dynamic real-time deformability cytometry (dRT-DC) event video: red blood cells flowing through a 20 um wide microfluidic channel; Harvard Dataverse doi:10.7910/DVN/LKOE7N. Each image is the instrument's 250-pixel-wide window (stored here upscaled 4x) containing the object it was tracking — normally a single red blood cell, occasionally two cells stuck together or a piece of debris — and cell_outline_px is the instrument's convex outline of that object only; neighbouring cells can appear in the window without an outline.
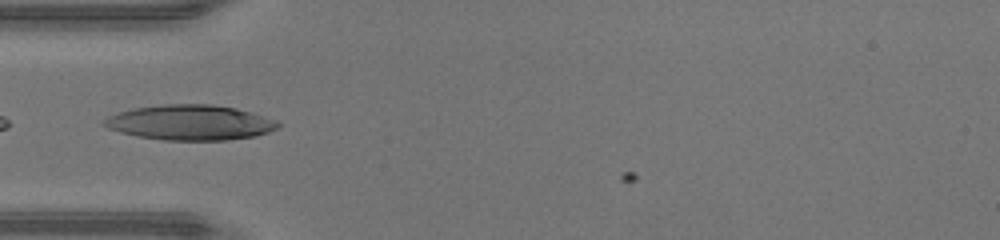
{"species": "human", "species_latin": "Homo sapiens", "temperature_condition": "warm", "stored_images_in_passage": 31, "camera_frame_rate_fps": 3000, "um_per_image_px": 0.085, "donor": {"sex": "male"}, "frame": {"image": 1, "passage_image": 2, "time_ms": 0.333, "image_size_px": [1000, 240], "cell_outline_px": [[280, 128], [256, 136], [228, 140], [164, 140], [140, 136], [120, 132], [108, 128], [100, 124], [108, 116], [120, 112], [136, 108], [160, 104], [212, 104], [236, 108], [276, 120], [280, 124]], "centroid_in_image_um": [16.18, 10.41], "position_along_channel_um": 68.8, "area_um2": 35.55}}
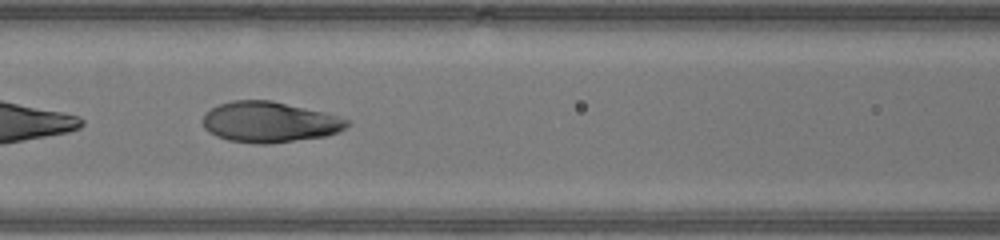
{"frame": {"image": 2, "passage_image": 7, "time_ms": 2.0, "image_size_px": [1000, 240], "cell_outline_px": [[348, 124], [344, 128], [336, 132], [324, 136], [268, 144], [252, 144], [228, 140], [216, 136], [208, 132], [204, 128], [204, 116], [212, 108], [220, 104], [232, 100], [272, 100], [324, 112], [348, 120]], "centroid_in_image_um": [22.87, 10.38], "position_along_channel_um": 143.7, "area_um2": 33.87}}
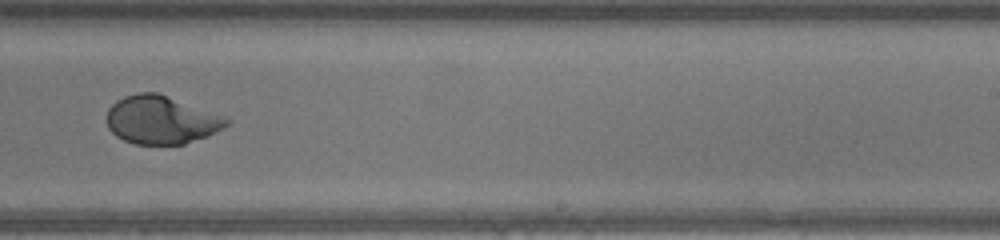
{"frame": {"image": 3, "passage_image": 16, "time_ms": 5.0, "image_size_px": [1000, 240], "cell_outline_px": [[232, 120], [224, 128], [208, 136], [184, 144], [136, 144], [124, 140], [116, 136], [108, 128], [108, 108], [116, 100], [124, 96], [140, 92], [156, 92], [228, 116]], "centroid_in_image_um": [13.75, 10.18], "position_along_channel_um": 275.2, "area_um2": 33.87}, "authors_computed_cell_mechanics": {"area_um2": 34.2176, "velocity_mm_per_s": 4.4, "shape_relaxation_time_tau1_ms": 4.1029, "shape_relaxation_time_tau2_ms": 0.6528, "deformation_change_tau1": 0.2638, "deformation_change_tau2": 0.0406}}